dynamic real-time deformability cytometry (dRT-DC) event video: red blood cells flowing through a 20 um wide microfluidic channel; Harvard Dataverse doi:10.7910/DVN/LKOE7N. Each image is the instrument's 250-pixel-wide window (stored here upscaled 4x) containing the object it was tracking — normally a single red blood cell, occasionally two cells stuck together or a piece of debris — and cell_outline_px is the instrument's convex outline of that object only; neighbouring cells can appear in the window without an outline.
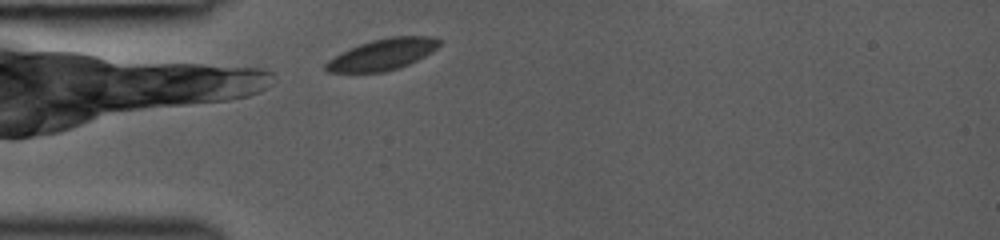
{"species": "common noctule bat (a hibernating species)", "species_latin": "Nyctalus noctula", "temperature_condition": "room temperature", "stored_images_in_passage": 23, "camera_frame_rate_fps": 3000, "um_per_image_px": 0.085, "animal": {"sex": "female", "body_mass_g": 19.0, "forearm_length_mm": 53.3}, "frame": {"image": 1, "passage_image": 1, "time_ms": 0.0, "image_size_px": [1000, 240], "cell_outline_px": [[444, 40], [432, 52], [408, 64], [384, 72], [328, 72], [324, 68], [324, 64], [328, 60], [360, 44], [372, 40], [388, 36], [436, 36]], "centroid_in_image_um": [32.57, 4.61], "position_along_channel_um": 52.4, "area_um2": 20.46}}
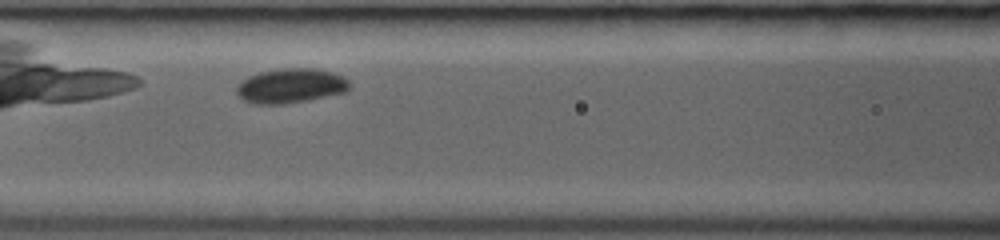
{"frame": {"image": 2, "passage_image": 10, "time_ms": 2.333, "image_size_px": [1000, 240], "cell_outline_px": [[352, 84], [344, 92], [308, 100], [284, 104], [256, 104], [244, 100], [236, 92], [236, 88], [248, 76], [260, 72], [280, 68], [316, 68], [332, 72], [348, 80]], "centroid_in_image_um": [24.72, 7.29], "position_along_channel_um": 141.9, "area_um2": 22.6}}
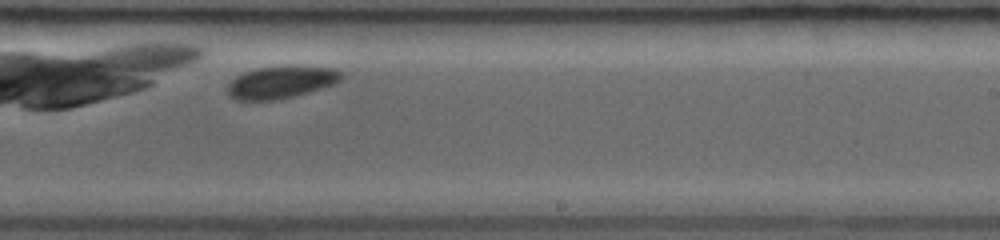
{"frame": {"image": 3, "passage_image": 20, "time_ms": 5.333, "image_size_px": [1000, 240], "cell_outline_px": [[344, 76], [340, 80], [332, 84], [308, 92], [276, 100], [236, 100], [228, 96], [228, 84], [236, 76], [244, 72], [256, 68], [336, 68]], "centroid_in_image_um": [23.82, 7.02], "position_along_channel_um": 265.2, "area_um2": 20.58}}